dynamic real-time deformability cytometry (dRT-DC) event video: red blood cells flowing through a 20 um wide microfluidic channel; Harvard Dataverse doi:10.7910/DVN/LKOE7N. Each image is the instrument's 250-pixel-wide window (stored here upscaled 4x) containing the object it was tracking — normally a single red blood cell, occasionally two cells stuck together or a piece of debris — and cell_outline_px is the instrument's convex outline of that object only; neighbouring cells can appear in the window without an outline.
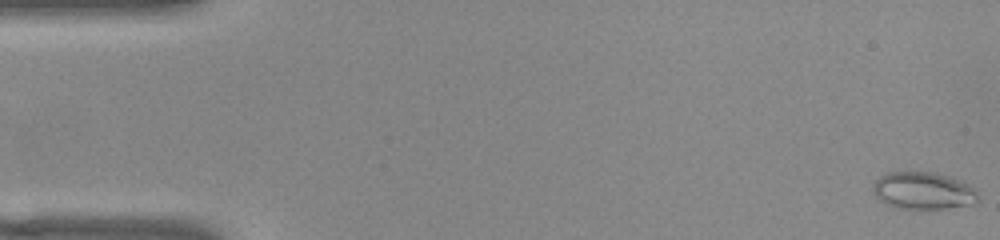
{"species": "common noctule bat (a hibernating species)", "species_latin": "Nyctalus noctula", "temperature_condition": "warm", "stored_images_in_passage": 54, "camera_frame_rate_fps": 3000, "um_per_image_px": 0.085, "animal": {"sex": "female", "body_mass_g": 22.0, "forearm_length_mm": 56.7}, "frame": {"image": 1, "passage_image": 1, "time_ms": 0.0, "image_size_px": [1000, 240], "cell_outline_px": [[980, 200], [972, 204], [944, 208], [896, 208], [880, 200], [876, 196], [872, 188], [872, 184], [880, 176], [888, 172], [932, 172], [948, 176], [968, 184], [976, 188]], "centroid_in_image_um": [78.48, 16.2], "position_along_channel_um": 6.5, "area_um2": 22.72}}
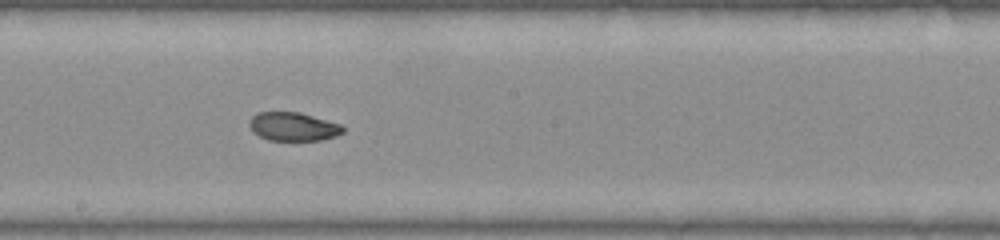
{"frame": {"image": 2, "passage_image": 29, "time_ms": 9.333, "image_size_px": [1000, 240], "cell_outline_px": [[344, 132], [336, 136], [324, 140], [268, 140], [252, 132], [248, 124], [248, 120], [256, 112], [300, 112], [340, 124], [344, 128]], "centroid_in_image_um": [24.89, 10.76], "position_along_channel_um": 223.3, "area_um2": 15.72}}
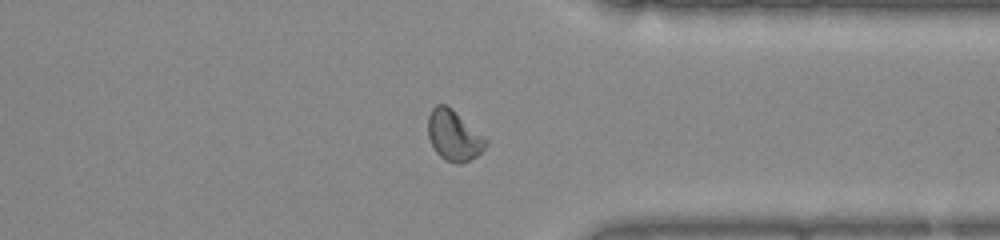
{"frame": {"image": 3, "passage_image": 41, "time_ms": 13.333, "image_size_px": [1000, 240], "cell_outline_px": [[488, 144], [476, 156], [460, 164], [456, 164], [440, 156], [436, 152], [428, 136], [428, 116], [432, 108], [436, 104], [448, 104], [488, 140]], "centroid_in_image_um": [38.57, 11.48], "position_along_channel_um": 372.8, "area_um2": 16.94}, "authors_computed_cell_mechanics": {"area_um2": 17.1088, "velocity_mm_per_s": 3.8432, "shape_relaxation_time_tau1_ms": null, "shape_relaxation_time_tau2_ms": 2.4305, "deformation_change_tau1": null, "deformation_change_tau2": 0.0576}}